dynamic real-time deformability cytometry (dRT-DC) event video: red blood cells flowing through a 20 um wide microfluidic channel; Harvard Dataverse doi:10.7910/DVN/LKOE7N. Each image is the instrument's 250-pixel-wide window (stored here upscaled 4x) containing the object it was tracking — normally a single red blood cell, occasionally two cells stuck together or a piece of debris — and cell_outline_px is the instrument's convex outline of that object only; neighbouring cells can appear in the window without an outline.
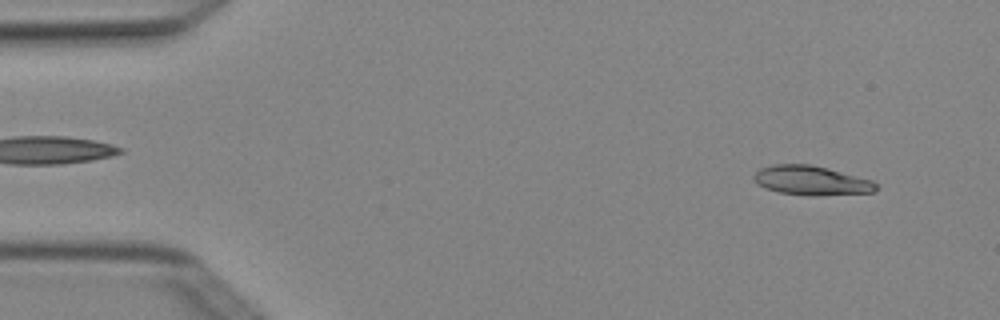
{"species": "Egyptian fruit bat (a non-hibernating species)", "species_latin": "Rousettus aegyptiacus", "temperature_condition": "cold", "stored_images_in_passage": 5, "camera_frame_rate_fps": 3000, "um_per_image_px": 0.085, "animal": {"sex": "female"}, "frame": {"image": 1, "passage_image": 1, "time_ms": 0.0, "image_size_px": [1000, 320], "cell_outline_px": [[880, 188], [876, 192], [816, 196], [808, 196], [780, 192], [764, 188], [756, 184], [752, 180], [752, 176], [760, 168], [772, 164], [812, 164], [828, 168], [872, 180]], "centroid_in_image_um": [68.95, 15.35], "position_along_channel_um": 16.0, "area_um2": 21.27}}
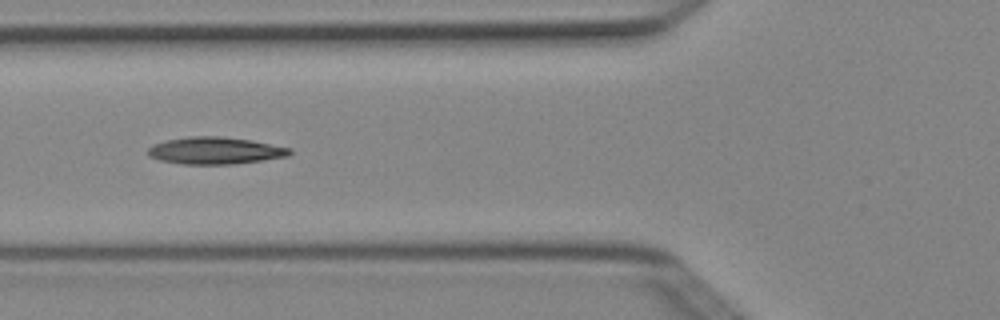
{"frame": {"image": 2, "passage_image": 5, "time_ms": 1.333, "image_size_px": [1000, 320], "cell_outline_px": [[292, 152], [288, 156], [264, 160], [232, 164], [180, 164], [160, 160], [148, 156], [148, 148], [152, 144], [164, 140], [188, 136], [220, 136], [252, 140], [292, 148]], "centroid_in_image_um": [18.27, 12.79], "position_along_channel_um": 107.5, "area_um2": 22.6}}